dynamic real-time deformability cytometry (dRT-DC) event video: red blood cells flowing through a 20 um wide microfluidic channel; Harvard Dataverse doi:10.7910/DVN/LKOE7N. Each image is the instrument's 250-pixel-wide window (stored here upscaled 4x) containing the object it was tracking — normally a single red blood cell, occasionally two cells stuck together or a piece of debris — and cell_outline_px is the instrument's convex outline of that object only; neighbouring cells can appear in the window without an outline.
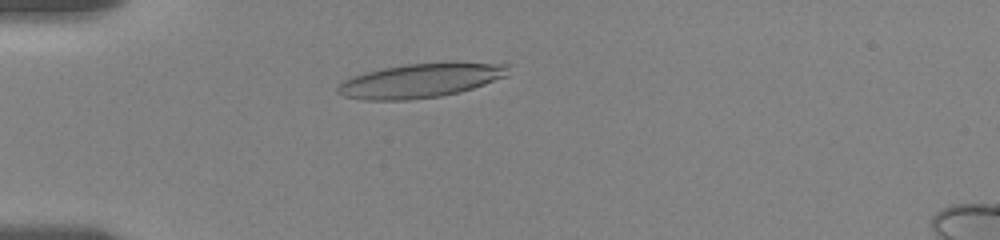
{"species": "human", "species_latin": "Homo sapiens", "temperature_condition": "room temperature", "stored_images_in_passage": 55, "camera_frame_rate_fps": 3000, "um_per_image_px": 0.085, "donor": {"sex": "female"}, "frame": {"image": 1, "passage_image": 18, "time_ms": 4.0, "image_size_px": [1000, 240], "cell_outline_px": [[512, 64], [508, 76], [460, 92], [440, 96], [408, 100], [364, 100], [344, 96], [336, 92], [336, 88], [344, 80], [352, 76], [384, 68], [408, 64], [452, 60], [456, 60]], "centroid_in_image_um": [35.86, 6.81], "position_along_channel_um": 49.1, "area_um2": 34.8}}
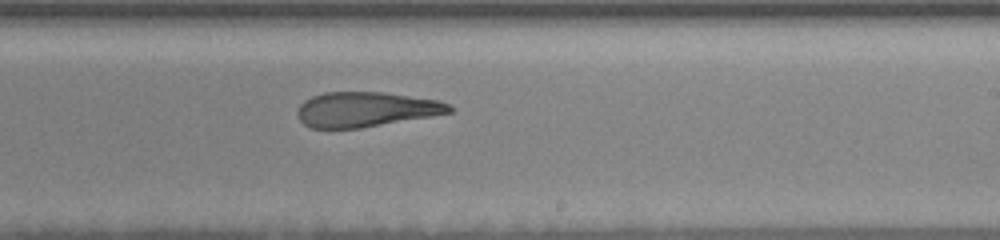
{"frame": {"image": 2, "passage_image": 32, "time_ms": 10.333, "image_size_px": [1000, 240], "cell_outline_px": [[452, 112], [432, 116], [360, 128], [312, 128], [304, 124], [300, 120], [296, 112], [300, 104], [304, 100], [312, 96], [324, 92], [380, 92], [436, 100], [448, 104], [452, 108]], "centroid_in_image_um": [31.04, 9.3], "position_along_channel_um": 258.0, "area_um2": 30.63}}
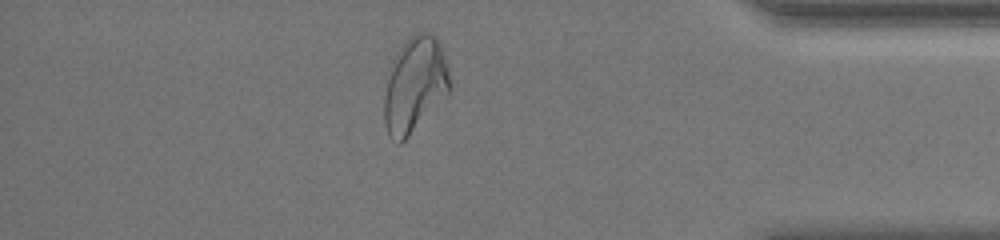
{"frame": {"image": 3, "passage_image": 45, "time_ms": 15.0, "image_size_px": [1000, 240], "cell_outline_px": [[452, 88], [408, 136], [400, 144], [396, 144], [388, 136], [384, 124], [384, 96], [388, 68], [396, 52], [404, 40], [420, 32], [428, 32], [436, 36], [444, 56]], "centroid_in_image_um": [35.21, 7.2], "position_along_channel_um": 400.0, "area_um2": 36.41}, "authors_computed_cell_mechanics": {"area_um2": 34.2176, "velocity_mm_per_s": 3.6165, "shape_relaxation_time_tau1_ms": null, "shape_relaxation_time_tau2_ms": 2.7249, "deformation_change_tau1": null, "deformation_change_tau2": 0.127}}